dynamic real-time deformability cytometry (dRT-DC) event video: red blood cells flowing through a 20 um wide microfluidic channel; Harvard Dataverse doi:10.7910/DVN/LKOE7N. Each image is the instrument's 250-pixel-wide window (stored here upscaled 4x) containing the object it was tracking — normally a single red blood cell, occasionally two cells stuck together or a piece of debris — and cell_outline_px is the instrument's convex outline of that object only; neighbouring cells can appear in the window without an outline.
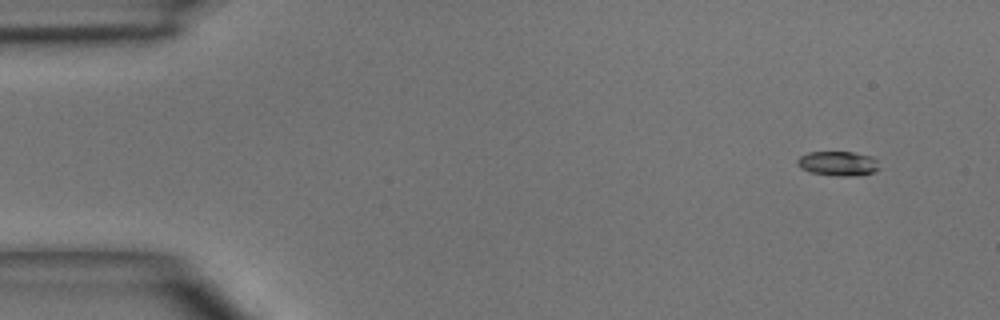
{"species": "common noctule bat (a hibernating species)", "species_latin": "Nyctalus noctula", "temperature_condition": "room temperature", "stored_images_in_passage": 5, "camera_frame_rate_fps": 3000, "um_per_image_px": 0.085, "animal": {"sex": "male", "body_mass_g": 15.6}, "frame": {"image": 1, "passage_image": 5, "time_ms": 5.333, "image_size_px": [1000, 320], "cell_outline_px": [[880, 168], [872, 172], [856, 176], [836, 176], [808, 172], [800, 168], [796, 164], [796, 160], [800, 156], [808, 152], [852, 152], [872, 156], [876, 160]], "centroid_in_image_um": [71.19, 13.9], "position_along_channel_um": 13.8, "area_um2": 11.85}}